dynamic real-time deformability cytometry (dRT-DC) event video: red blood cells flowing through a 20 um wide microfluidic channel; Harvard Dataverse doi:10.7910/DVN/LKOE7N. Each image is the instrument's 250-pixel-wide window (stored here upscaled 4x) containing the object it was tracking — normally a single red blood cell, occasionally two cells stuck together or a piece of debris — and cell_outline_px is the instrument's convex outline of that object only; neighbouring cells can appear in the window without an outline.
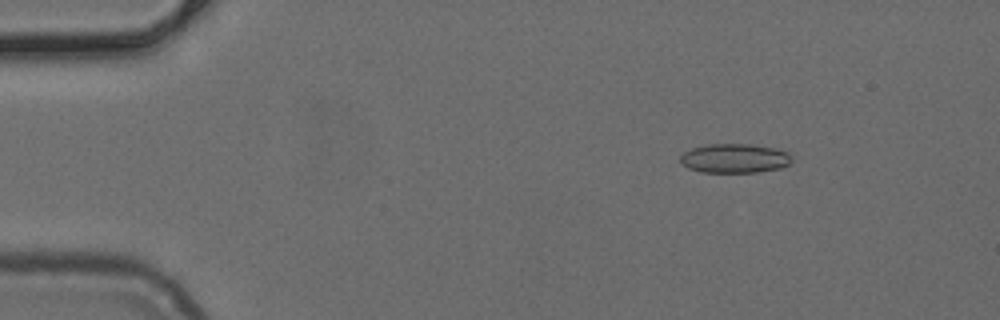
{"species": "common noctule bat (a hibernating species)", "species_latin": "Nyctalus noctula", "temperature_condition": "cold", "stored_images_in_passage": 49, "camera_frame_rate_fps": 3000, "um_per_image_px": 0.085, "animal": {"sex": "female", "body_mass_g": 24.6, "forearm_length_mm": 56.2}, "frame": {"image": 1, "passage_image": 5, "time_ms": 1.333, "image_size_px": [1000, 320], "cell_outline_px": [[792, 160], [788, 164], [780, 168], [756, 172], [700, 172], [688, 168], [680, 164], [680, 156], [684, 152], [692, 148], [708, 144], [752, 144], [776, 148], [788, 152]], "centroid_in_image_um": [62.42, 13.45], "position_along_channel_um": 22.6, "area_um2": 19.07}}
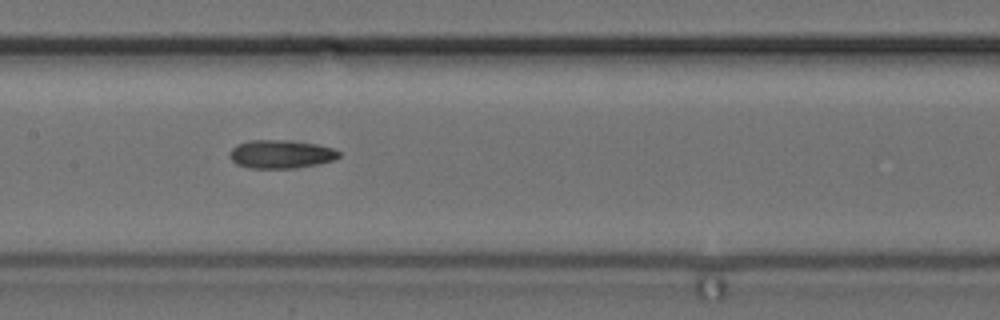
{"frame": {"image": 2, "passage_image": 23, "time_ms": 7.333, "image_size_px": [1000, 320], "cell_outline_px": [[340, 156], [336, 160], [316, 164], [292, 168], [248, 168], [236, 164], [232, 160], [228, 152], [236, 144], [248, 140], [284, 140], [316, 144], [336, 148], [340, 152]], "centroid_in_image_um": [23.87, 13.1], "position_along_channel_um": 183.5, "area_um2": 18.21}}
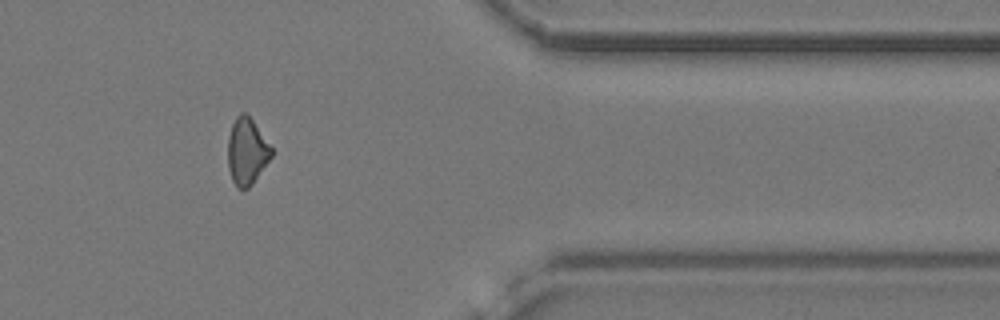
{"frame": {"image": 3, "passage_image": 40, "time_ms": 13.0, "image_size_px": [1000, 320], "cell_outline_px": [[272, 156], [252, 184], [248, 188], [236, 188], [232, 180], [228, 168], [228, 136], [232, 124], [236, 116], [240, 112], [244, 112], [252, 120], [272, 148]], "centroid_in_image_um": [20.96, 12.88], "position_along_channel_um": 390.4, "area_um2": 16.76}}